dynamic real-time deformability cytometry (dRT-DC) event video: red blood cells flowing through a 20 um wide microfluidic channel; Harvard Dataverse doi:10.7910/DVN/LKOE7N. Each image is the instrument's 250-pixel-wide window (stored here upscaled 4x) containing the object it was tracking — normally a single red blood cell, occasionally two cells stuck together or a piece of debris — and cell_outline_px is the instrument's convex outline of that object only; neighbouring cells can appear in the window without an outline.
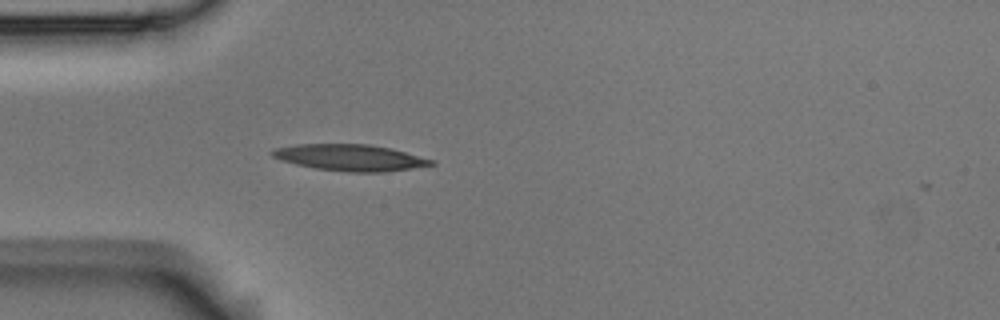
{"species": "Egyptian fruit bat (a non-hibernating species)", "species_latin": "Rousettus aegyptiacus", "temperature_condition": "room temperature", "stored_images_in_passage": 3, "camera_frame_rate_fps": 3000, "um_per_image_px": 0.085, "animal": {"sex": "male"}, "frame": {"image": 1, "passage_image": 3, "time_ms": 0.667, "image_size_px": [1000, 320], "cell_outline_px": [[436, 164], [412, 168], [384, 172], [348, 172], [316, 168], [296, 164], [280, 160], [272, 156], [272, 148], [296, 144], [368, 144], [392, 148], [436, 160]], "centroid_in_image_um": [29.79, 13.39], "position_along_channel_um": 55.2, "area_um2": 24.57}}